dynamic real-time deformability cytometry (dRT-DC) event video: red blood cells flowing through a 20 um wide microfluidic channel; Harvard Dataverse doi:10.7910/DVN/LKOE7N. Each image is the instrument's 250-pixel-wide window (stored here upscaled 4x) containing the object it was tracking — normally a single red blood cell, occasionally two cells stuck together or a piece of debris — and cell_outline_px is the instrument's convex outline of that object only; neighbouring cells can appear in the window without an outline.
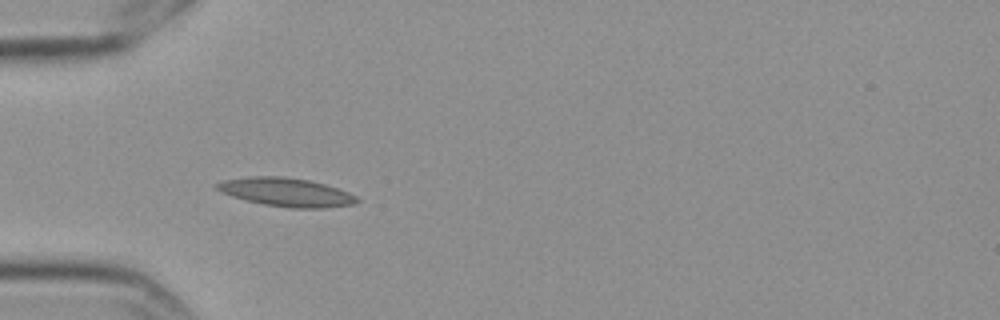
{"species": "Egyptian fruit bat (a non-hibernating species)", "species_latin": "Rousettus aegyptiacus", "temperature_condition": "cold", "stored_images_in_passage": 5, "camera_frame_rate_fps": 3000, "um_per_image_px": 0.085, "frame": {"image": 1, "passage_image": 5, "time_ms": 1.333, "image_size_px": [1000, 320], "cell_outline_px": [[360, 200], [352, 204], [324, 208], [292, 208], [264, 204], [232, 196], [220, 192], [212, 184], [220, 180], [248, 176], [280, 176], [308, 180], [324, 184], [348, 192], [356, 196]], "centroid_in_image_um": [24.26, 16.32], "position_along_channel_um": 60.7, "area_um2": 23.24}}